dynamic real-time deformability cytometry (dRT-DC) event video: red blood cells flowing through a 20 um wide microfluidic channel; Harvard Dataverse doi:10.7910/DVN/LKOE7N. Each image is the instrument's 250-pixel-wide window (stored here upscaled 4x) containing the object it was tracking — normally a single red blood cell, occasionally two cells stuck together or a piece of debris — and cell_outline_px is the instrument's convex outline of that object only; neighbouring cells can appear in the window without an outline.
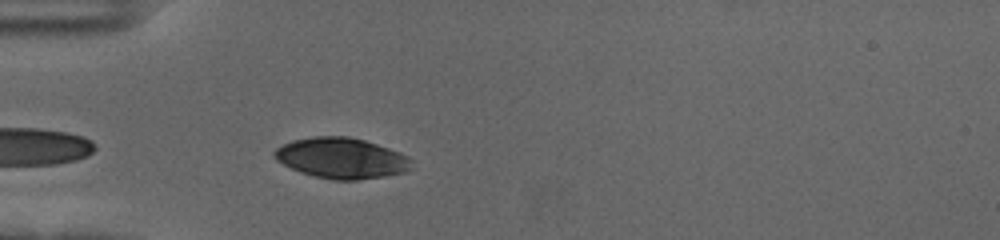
{"species": "human", "species_latin": "Homo sapiens", "temperature_condition": "cold", "stored_images_in_passage": 42, "camera_frame_rate_fps": 3000, "um_per_image_px": 0.085, "donor": {"sex": "female"}, "frame": {"image": 1, "passage_image": 3, "time_ms": 0.667, "image_size_px": [1000, 240], "cell_outline_px": [[412, 168], [404, 172], [384, 176], [356, 180], [332, 180], [300, 172], [276, 160], [272, 156], [272, 152], [276, 148], [292, 140], [312, 136], [348, 136], [364, 140], [400, 152], [408, 156], [412, 160]], "centroid_in_image_um": [29.02, 13.43], "position_along_channel_um": 56.0, "area_um2": 32.54}}
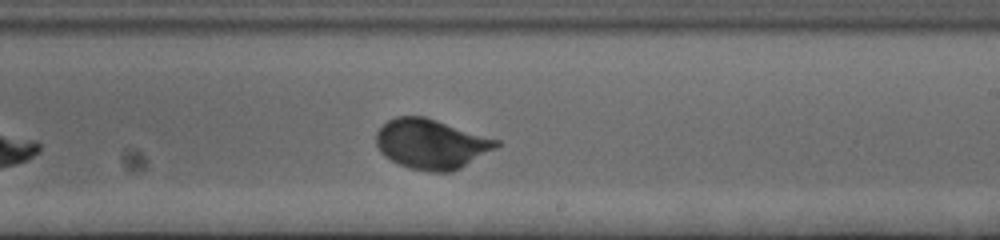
{"frame": {"image": 2, "passage_image": 20, "time_ms": 6.333, "image_size_px": [1000, 240], "cell_outline_px": [[500, 144], [496, 148], [460, 168], [452, 172], [428, 172], [408, 168], [384, 156], [380, 152], [376, 144], [376, 132], [388, 120], [396, 116], [424, 116], [500, 140]], "centroid_in_image_um": [36.64, 12.24], "position_along_channel_um": 252.4, "area_um2": 34.85}}
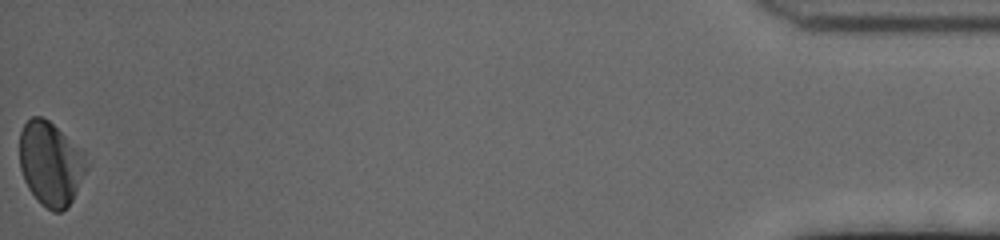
{"frame": {"image": 3, "passage_image": 42, "time_ms": 13.667, "image_size_px": [1000, 240], "cell_outline_px": [[88, 168], [72, 200], [60, 212], [52, 212], [40, 204], [28, 188], [24, 180], [20, 168], [20, 132], [24, 124], [32, 116], [40, 116], [48, 120], [84, 152], [88, 164]], "centroid_in_image_um": [4.29, 13.92], "position_along_channel_um": 430.9, "area_um2": 32.66}, "authors_computed_cell_mechanics": {"area_um2": 33.4373, "velocity_mm_per_s": 3.6366, "shape_relaxation_time_tau1_ms": 2.6544, "shape_relaxation_time_tau2_ms": null, "deformation_change_tau1": 0.1184, "deformation_change_tau2": null}}